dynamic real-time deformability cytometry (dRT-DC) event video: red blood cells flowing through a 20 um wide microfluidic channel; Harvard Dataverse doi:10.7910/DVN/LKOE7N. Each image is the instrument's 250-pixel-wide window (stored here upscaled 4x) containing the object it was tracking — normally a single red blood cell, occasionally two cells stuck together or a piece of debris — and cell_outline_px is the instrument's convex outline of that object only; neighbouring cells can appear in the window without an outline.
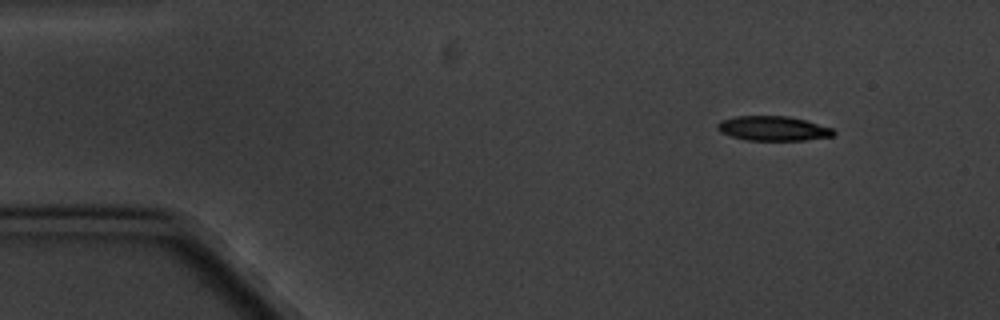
{"species": "common noctule bat (a hibernating species)", "species_latin": "Nyctalus noctula", "temperature_condition": "cold", "stored_images_in_passage": 5, "camera_frame_rate_fps": 3000, "um_per_image_px": 0.085, "animal": {"sex": "male", "body_mass_g": 20.1, "forearm_length_mm": 53.5}, "frame": {"image": 1, "passage_image": 1, "time_ms": 0.0, "image_size_px": [1000, 320], "cell_outline_px": [[836, 132], [832, 136], [804, 140], [744, 140], [720, 132], [716, 128], [716, 124], [720, 120], [736, 116], [788, 116], [804, 120], [832, 128]], "centroid_in_image_um": [65.67, 10.91], "position_along_channel_um": 19.3, "area_um2": 16.59}}